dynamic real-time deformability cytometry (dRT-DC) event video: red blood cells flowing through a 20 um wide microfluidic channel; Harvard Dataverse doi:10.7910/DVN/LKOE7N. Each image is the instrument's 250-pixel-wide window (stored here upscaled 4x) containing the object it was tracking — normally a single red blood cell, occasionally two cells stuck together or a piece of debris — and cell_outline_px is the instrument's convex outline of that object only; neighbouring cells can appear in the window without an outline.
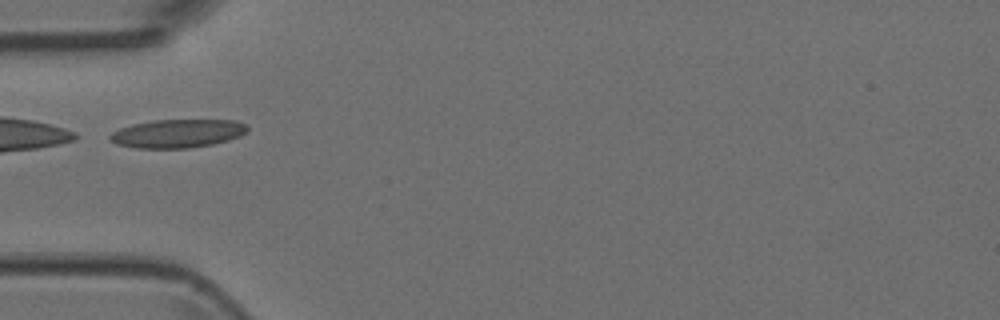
{"species": "Egyptian fruit bat (a non-hibernating species)", "species_latin": "Rousettus aegyptiacus", "temperature_condition": "room temperature", "stored_images_in_passage": 3, "camera_frame_rate_fps": 3000, "um_per_image_px": 0.085, "animal": {"sex": "female"}, "frame": {"image": 1, "passage_image": 3, "time_ms": 0.667, "image_size_px": [1000, 320], "cell_outline_px": [[248, 132], [240, 136], [228, 140], [212, 144], [188, 148], [136, 148], [116, 144], [108, 136], [112, 132], [120, 128], [132, 124], [156, 120], [236, 120], [248, 124]], "centroid_in_image_um": [15.12, 11.34], "position_along_channel_um": 69.9, "area_um2": 22.83}}